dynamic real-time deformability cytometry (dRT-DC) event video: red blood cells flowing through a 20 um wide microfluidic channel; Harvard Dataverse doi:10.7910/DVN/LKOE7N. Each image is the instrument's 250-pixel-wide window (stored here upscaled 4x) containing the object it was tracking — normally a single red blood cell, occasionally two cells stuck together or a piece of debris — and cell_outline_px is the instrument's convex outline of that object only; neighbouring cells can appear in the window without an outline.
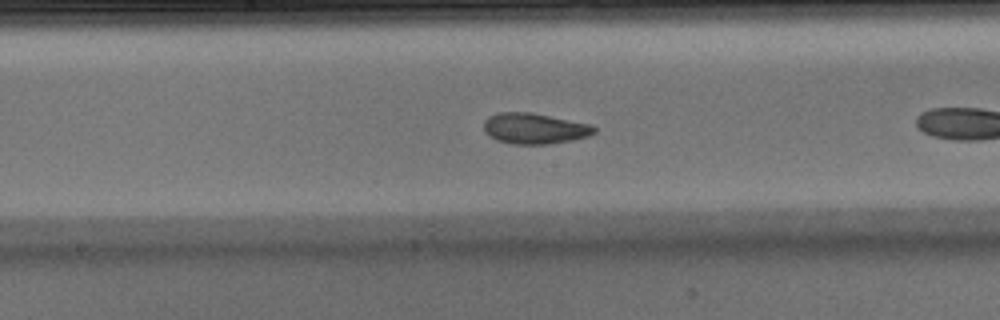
{"species": "Egyptian fruit bat (a non-hibernating species)", "species_latin": "Rousettus aegyptiacus", "temperature_condition": "warm", "stored_images_in_passage": 26, "camera_frame_rate_fps": 3000, "um_per_image_px": 0.085, "animal": {"sex": "male"}, "frame": {"image": 1, "passage_image": 12, "time_ms": 3.667, "image_size_px": [1000, 320], "cell_outline_px": [[596, 132], [588, 136], [572, 140], [548, 144], [512, 144], [496, 140], [488, 136], [484, 132], [484, 120], [488, 116], [500, 112], [532, 112], [592, 124], [596, 128]], "centroid_in_image_um": [45.42, 10.91], "position_along_channel_um": 202.8, "area_um2": 20.06}}